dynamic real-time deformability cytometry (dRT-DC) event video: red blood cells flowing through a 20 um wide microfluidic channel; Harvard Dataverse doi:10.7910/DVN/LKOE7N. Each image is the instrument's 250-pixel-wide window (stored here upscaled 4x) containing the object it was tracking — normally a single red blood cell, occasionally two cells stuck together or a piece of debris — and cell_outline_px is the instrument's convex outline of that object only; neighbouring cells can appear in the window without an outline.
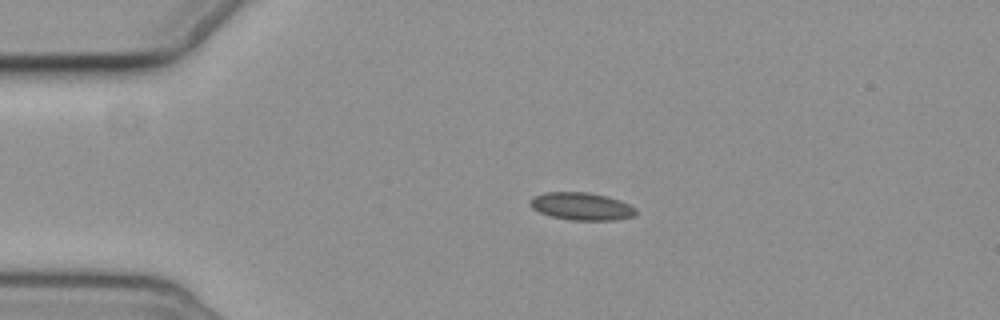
{"species": "common noctule bat (a hibernating species)", "species_latin": "Nyctalus noctula", "temperature_condition": "cold", "stored_images_in_passage": 5, "camera_frame_rate_fps": 3000, "um_per_image_px": 0.085, "animal": {"sex": "female", "body_mass_g": 19.3, "forearm_length_mm": 54.1}, "frame": {"image": 1, "passage_image": 4, "time_ms": 3.667, "image_size_px": [1000, 320], "cell_outline_px": [[636, 216], [616, 220], [572, 220], [552, 216], [540, 212], [532, 208], [528, 204], [528, 200], [532, 196], [544, 192], [588, 192], [608, 196], [620, 200], [636, 208]], "centroid_in_image_um": [49.42, 17.53], "position_along_channel_um": 35.6, "area_um2": 17.22}}